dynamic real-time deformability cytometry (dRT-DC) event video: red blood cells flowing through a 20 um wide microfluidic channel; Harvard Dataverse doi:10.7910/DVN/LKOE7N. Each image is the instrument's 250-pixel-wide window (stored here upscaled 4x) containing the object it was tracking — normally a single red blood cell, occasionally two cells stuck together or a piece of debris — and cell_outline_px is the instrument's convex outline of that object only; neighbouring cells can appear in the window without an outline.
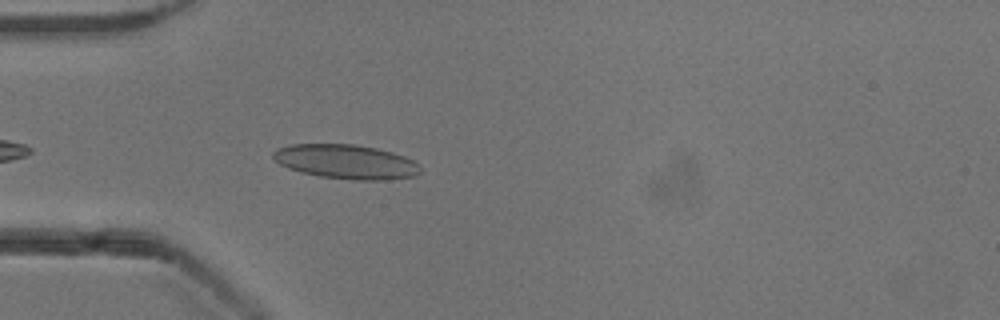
{"species": "common noctule bat (a hibernating species)", "species_latin": "Nyctalus noctula", "temperature_condition": "cold", "stored_images_in_passage": 39, "camera_frame_rate_fps": 3000, "um_per_image_px": 0.085, "animal": {"sex": "male", "body_mass_g": 13.3}, "frame": {"image": 1, "passage_image": 4, "time_ms": 1.0, "image_size_px": [1000, 320], "cell_outline_px": [[420, 172], [416, 176], [384, 180], [352, 180], [320, 176], [288, 168], [280, 164], [272, 156], [272, 152], [276, 148], [292, 144], [356, 144], [376, 148], [392, 152], [404, 156], [420, 164]], "centroid_in_image_um": [29.43, 13.74], "position_along_channel_um": 55.6, "area_um2": 29.48}}
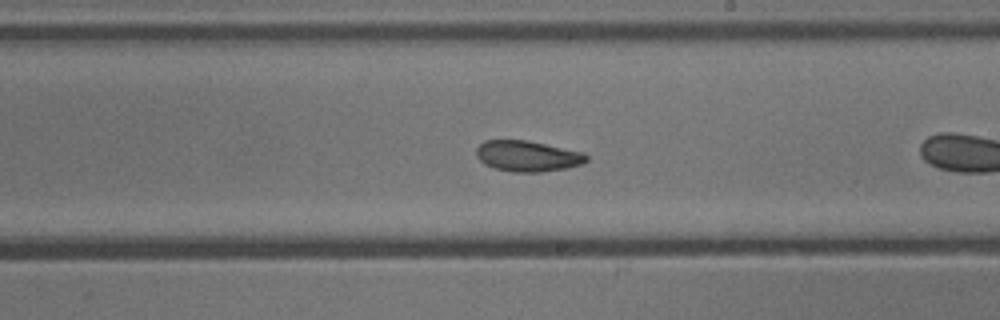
{"frame": {"image": 2, "passage_image": 16, "time_ms": 5.0, "image_size_px": [1000, 320], "cell_outline_px": [[588, 160], [580, 164], [568, 168], [540, 172], [512, 172], [496, 168], [484, 164], [476, 156], [476, 148], [484, 140], [528, 140], [584, 152], [588, 156]], "centroid_in_image_um": [44.84, 13.26], "position_along_channel_um": 244.2, "area_um2": 19.88}}
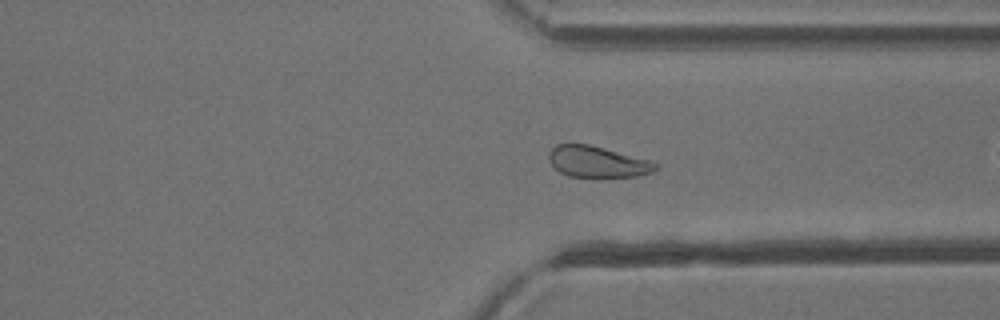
{"frame": {"image": 3, "passage_image": 25, "time_ms": 8.0, "image_size_px": [1000, 320], "cell_outline_px": [[660, 168], [652, 172], [636, 176], [568, 176], [560, 172], [548, 160], [548, 152], [556, 144], [588, 144], [652, 160], [660, 164]], "centroid_in_image_um": [50.82, 13.74], "position_along_channel_um": 360.6, "area_um2": 19.36}, "authors_computed_cell_mechanics": {"area_um2": 20.5768, "velocity_mm_per_s": 3.883, "shape_relaxation_time_tau1_ms": 1.9806, "shape_relaxation_time_tau2_ms": null, "deformation_change_tau1": 0.0661, "deformation_change_tau2": null}}